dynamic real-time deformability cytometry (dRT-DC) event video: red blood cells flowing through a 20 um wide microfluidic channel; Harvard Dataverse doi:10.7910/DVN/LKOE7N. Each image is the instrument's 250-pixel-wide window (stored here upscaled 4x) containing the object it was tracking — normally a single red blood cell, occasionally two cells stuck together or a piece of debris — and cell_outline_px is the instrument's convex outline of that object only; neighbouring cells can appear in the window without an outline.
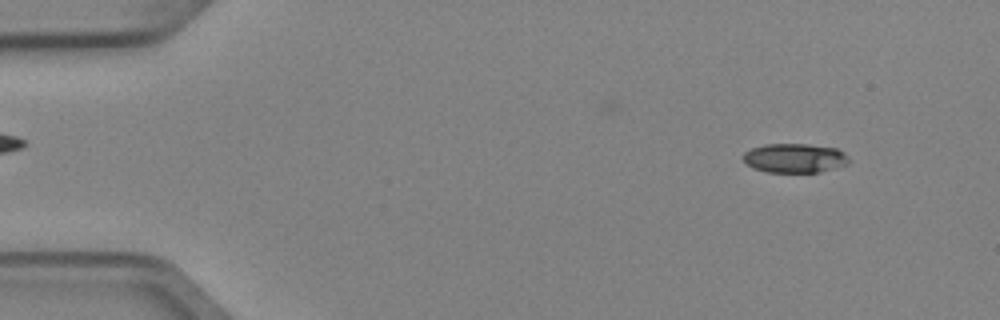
{"species": "Egyptian fruit bat (a non-hibernating species)", "species_latin": "Rousettus aegyptiacus", "temperature_condition": "cold", "stored_images_in_passage": 7, "camera_frame_rate_fps": 3000, "um_per_image_px": 0.085, "animal": {"sex": "female"}, "frame": {"image": 1, "passage_image": 1, "time_ms": 0.0, "image_size_px": [1000, 320], "cell_outline_px": [[848, 164], [836, 168], [820, 172], [768, 172], [752, 168], [740, 156], [744, 152], [752, 148], [764, 144], [808, 144], [836, 148], [844, 152], [848, 156]], "centroid_in_image_um": [67.54, 13.44], "position_along_channel_um": 17.5, "area_um2": 18.15}}
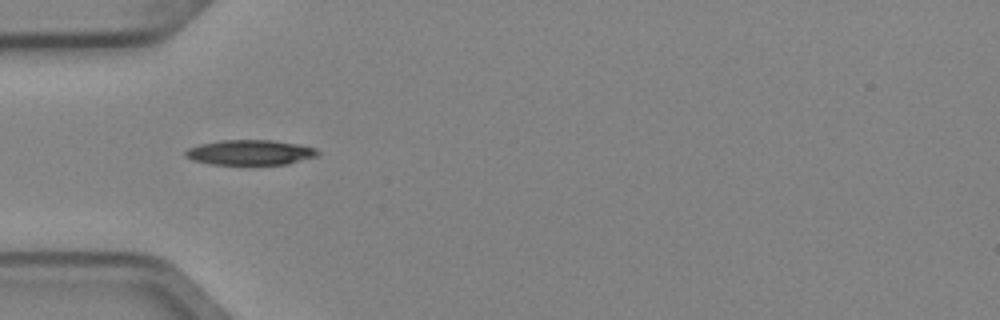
{"frame": {"image": 2, "passage_image": 4, "time_ms": 1.0, "image_size_px": [1000, 320], "cell_outline_px": [[320, 156], [288, 164], [212, 164], [192, 160], [184, 156], [184, 152], [188, 148], [200, 144], [220, 140], [268, 140], [296, 144], [316, 148], [320, 152]], "centroid_in_image_um": [21.27, 12.96], "position_along_channel_um": 63.7, "area_um2": 19.36}}
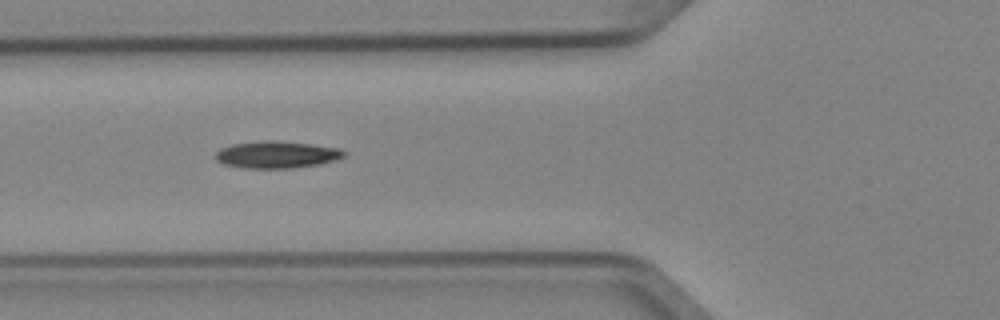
{"frame": {"image": 3, "passage_image": 5, "time_ms": 1.333, "image_size_px": [1000, 320], "cell_outline_px": [[348, 156], [336, 160], [320, 164], [292, 168], [244, 168], [224, 164], [216, 160], [216, 152], [220, 148], [232, 144], [312, 144], [340, 148], [348, 152]], "centroid_in_image_um": [23.61, 13.21], "position_along_channel_um": 102.2, "area_um2": 19.19}}